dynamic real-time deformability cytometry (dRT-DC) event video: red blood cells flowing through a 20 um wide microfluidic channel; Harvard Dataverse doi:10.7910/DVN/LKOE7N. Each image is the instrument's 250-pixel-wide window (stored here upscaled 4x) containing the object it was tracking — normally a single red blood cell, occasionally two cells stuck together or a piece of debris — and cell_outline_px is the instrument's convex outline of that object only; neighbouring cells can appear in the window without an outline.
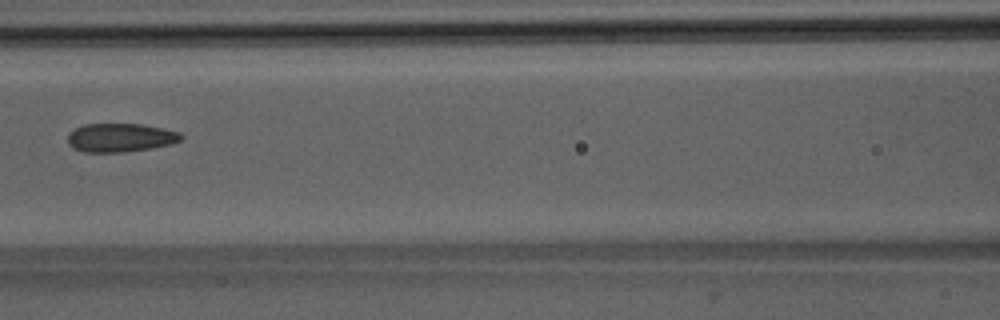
{"species": "Egyptian fruit bat (a non-hibernating species)", "species_latin": "Rousettus aegyptiacus", "temperature_condition": "room temperature", "stored_images_in_passage": 5, "camera_frame_rate_fps": 3000, "um_per_image_px": 0.085, "animal": {"sex": "male"}, "frame": {"image": 1, "passage_image": 5, "time_ms": 4.333, "image_size_px": [1000, 320], "cell_outline_px": [[184, 136], [180, 140], [168, 144], [148, 148], [124, 152], [84, 152], [72, 148], [68, 144], [68, 132], [84, 124], [140, 124], [180, 132]], "centroid_in_image_um": [10.17, 11.7], "position_along_channel_um": 156.4, "area_um2": 18.73}}